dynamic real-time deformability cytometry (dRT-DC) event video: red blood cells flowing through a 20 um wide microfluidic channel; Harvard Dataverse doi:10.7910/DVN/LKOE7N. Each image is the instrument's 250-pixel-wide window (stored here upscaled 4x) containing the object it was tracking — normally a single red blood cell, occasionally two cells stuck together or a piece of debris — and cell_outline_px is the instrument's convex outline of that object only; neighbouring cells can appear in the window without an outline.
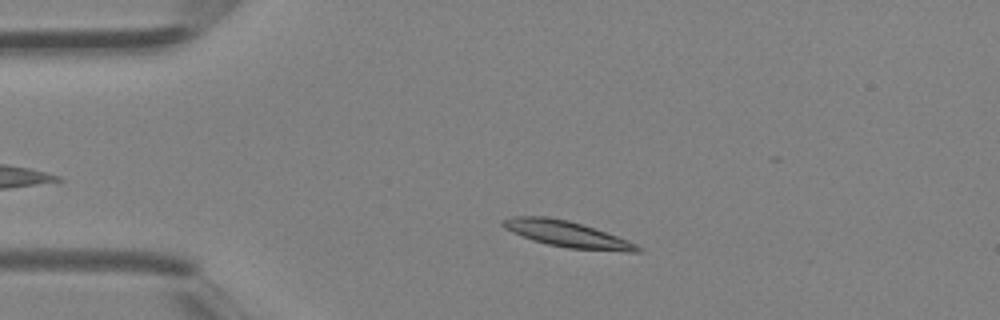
{"species": "Egyptian fruit bat (a non-hibernating species)", "species_latin": "Rousettus aegyptiacus", "temperature_condition": "room temperature", "stored_images_in_passage": 3, "camera_frame_rate_fps": 3000, "um_per_image_px": 0.085, "animal": {"sex": "female"}, "frame": {"image": 1, "passage_image": 2, "time_ms": 0.333, "image_size_px": [1000, 320], "cell_outline_px": [[644, 248], [640, 252], [628, 252], [568, 248], [548, 244], [532, 240], [512, 232], [504, 228], [500, 224], [500, 220], [512, 216], [548, 216], [568, 220], [628, 240]], "centroid_in_image_um": [48.16, 19.9], "position_along_channel_um": 36.8, "area_um2": 20.4}}
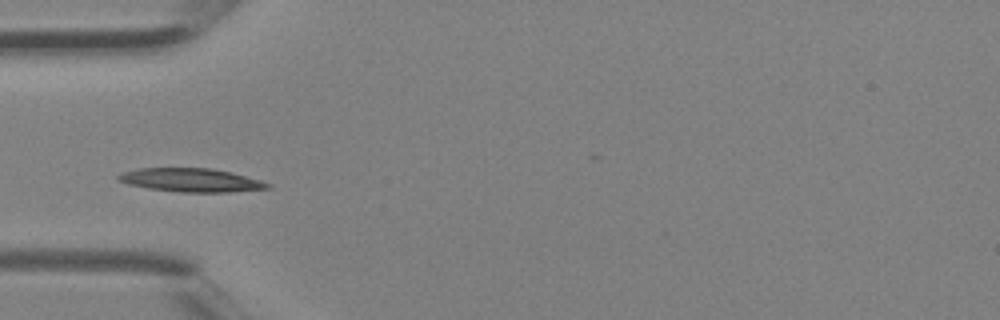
{"frame": {"image": 2, "passage_image": 3, "time_ms": 0.667, "image_size_px": [1000, 320], "cell_outline_px": [[272, 188], [228, 192], [180, 192], [148, 188], [128, 184], [116, 180], [116, 176], [120, 172], [140, 168], [212, 168], [260, 180], [272, 184]], "centroid_in_image_um": [16.2, 15.31], "position_along_channel_um": 68.8, "area_um2": 20.46}}